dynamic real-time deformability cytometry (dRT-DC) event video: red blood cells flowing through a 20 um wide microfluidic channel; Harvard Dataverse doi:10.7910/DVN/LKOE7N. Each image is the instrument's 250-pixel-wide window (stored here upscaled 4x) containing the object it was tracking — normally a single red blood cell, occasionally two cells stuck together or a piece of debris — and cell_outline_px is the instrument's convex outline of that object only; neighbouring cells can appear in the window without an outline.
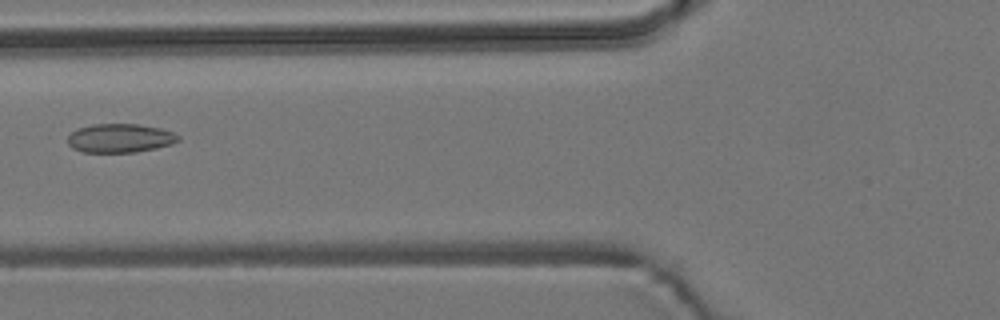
{"species": "common noctule bat (a hibernating species)", "species_latin": "Nyctalus noctula", "temperature_condition": "room temperature", "stored_images_in_passage": 5, "camera_frame_rate_fps": 3000, "um_per_image_px": 0.085, "animal": {"sex": "male", "body_mass_g": 19.2, "forearm_length_mm": 51.8}, "frame": {"image": 1, "passage_image": 5, "time_ms": 4.667, "image_size_px": [1000, 320], "cell_outline_px": [[180, 140], [172, 144], [156, 148], [136, 152], [84, 152], [72, 148], [68, 144], [68, 136], [76, 128], [92, 124], [140, 124], [160, 128], [172, 132], [180, 136]], "centroid_in_image_um": [10.2, 11.74], "position_along_channel_um": 115.6, "area_um2": 18.67}}